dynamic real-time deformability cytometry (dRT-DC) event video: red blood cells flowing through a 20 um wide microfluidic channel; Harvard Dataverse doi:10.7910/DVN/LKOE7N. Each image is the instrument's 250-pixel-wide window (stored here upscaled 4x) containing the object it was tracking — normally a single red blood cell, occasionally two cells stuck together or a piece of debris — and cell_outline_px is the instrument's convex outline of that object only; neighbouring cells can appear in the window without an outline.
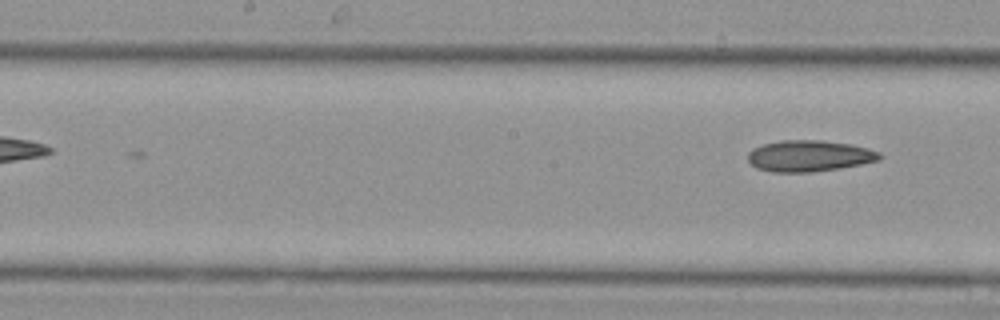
{"species": "Egyptian fruit bat (a non-hibernating species)", "species_latin": "Rousettus aegyptiacus", "temperature_condition": "cold", "stored_images_in_passage": 13, "segment_of_instrument_passage": [2, 2], "camera_frame_rate_fps": 3000, "um_per_image_px": 0.085, "animal": {"sex": "female"}, "frame": {"image": 1, "passage_image": 13, "time_ms": 4.0, "image_size_px": [1000, 320], "cell_outline_px": [[884, 156], [880, 160], [840, 168], [812, 172], [772, 172], [756, 168], [748, 160], [748, 152], [752, 148], [764, 144], [780, 140], [820, 140], [848, 144], [868, 148], [880, 152]], "centroid_in_image_um": [68.78, 13.25], "position_along_channel_um": 179.4, "area_um2": 24.04}}